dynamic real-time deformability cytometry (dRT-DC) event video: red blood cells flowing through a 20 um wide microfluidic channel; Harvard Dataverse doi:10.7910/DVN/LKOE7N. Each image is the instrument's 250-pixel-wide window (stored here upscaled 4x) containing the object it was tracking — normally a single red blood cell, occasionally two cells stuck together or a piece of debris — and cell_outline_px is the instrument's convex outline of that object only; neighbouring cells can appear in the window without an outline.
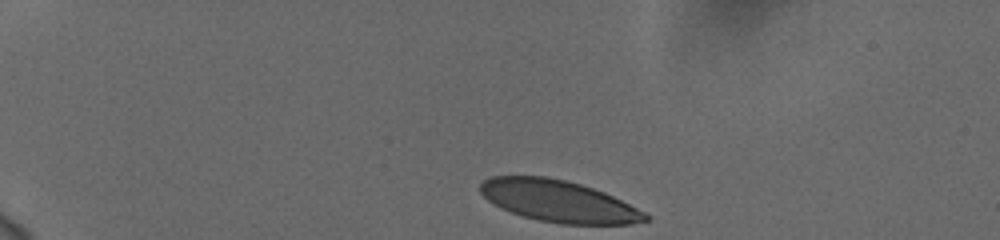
{"species": "human", "species_latin": "Homo sapiens", "temperature_condition": "cold", "stored_images_in_passage": 42, "camera_frame_rate_fps": 3000, "um_per_image_px": 0.085, "donor": {"sex": "female"}, "frame": {"image": 1, "passage_image": 1, "time_ms": 0.0, "image_size_px": [1000, 240], "cell_outline_px": [[652, 216], [648, 220], [632, 224], [560, 224], [540, 220], [524, 216], [500, 208], [488, 200], [480, 192], [480, 184], [484, 180], [492, 176], [544, 176], [564, 180], [580, 184], [604, 192]], "centroid_in_image_um": [47.47, 17.1], "position_along_channel_um": 37.5, "area_um2": 39.77}}
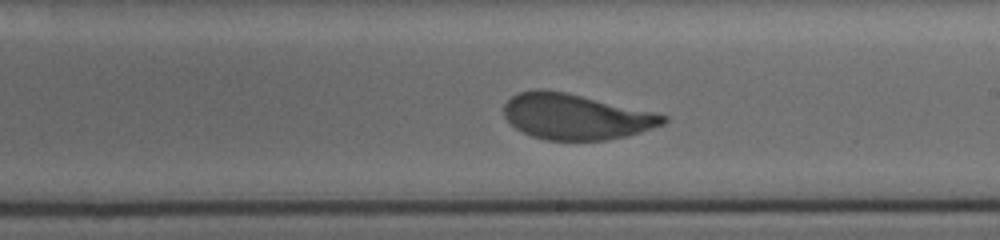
{"frame": {"image": 2, "passage_image": 24, "time_ms": 7.667, "image_size_px": [1000, 240], "cell_outline_px": [[668, 120], [664, 124], [640, 132], [608, 140], [544, 140], [532, 136], [516, 128], [504, 116], [504, 104], [516, 92], [536, 88], [540, 88], [564, 92], [652, 112], [668, 116]], "centroid_in_image_um": [48.9, 9.91], "position_along_channel_um": 240.1, "area_um2": 42.02}}
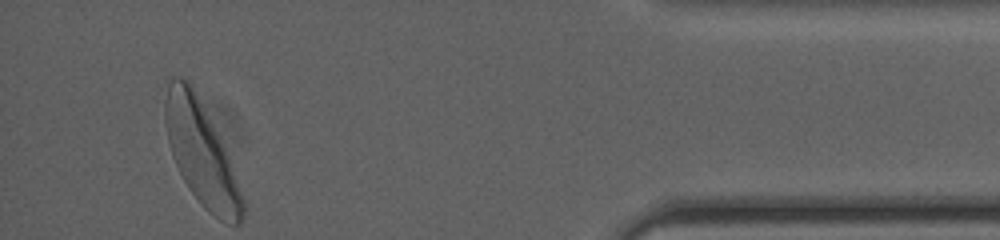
{"frame": {"image": 3, "passage_image": 42, "time_ms": 13.667, "image_size_px": [1000, 240], "cell_outline_px": [[244, 212], [240, 224], [228, 224], [220, 220], [208, 212], [204, 208], [188, 188], [172, 156], [168, 140], [164, 120], [164, 80], [180, 76], [188, 80], [220, 140], [224, 148], [244, 200]], "centroid_in_image_um": [17.04, 13.01], "position_along_channel_um": 418.2, "area_um2": 45.89}, "authors_computed_cell_mechanics": {"area_um2": 43.35, "velocity_mm_per_s": 3.7218, "shape_relaxation_time_tau1_ms": 4.9744, "shape_relaxation_time_tau2_ms": null, "deformation_change_tau1": 0.1838, "deformation_change_tau2": null}}